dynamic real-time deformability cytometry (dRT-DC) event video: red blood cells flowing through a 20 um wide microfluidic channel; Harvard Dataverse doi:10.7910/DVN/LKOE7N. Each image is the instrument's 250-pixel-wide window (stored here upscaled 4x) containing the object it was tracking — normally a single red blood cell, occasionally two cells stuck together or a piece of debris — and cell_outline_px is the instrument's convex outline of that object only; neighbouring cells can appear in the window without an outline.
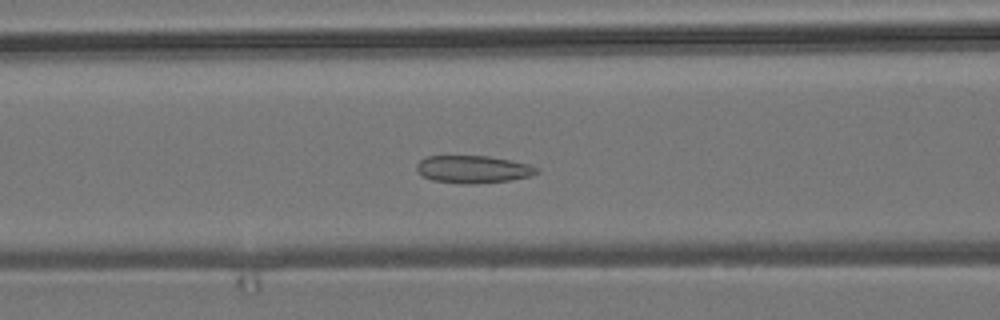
{"species": "common noctule bat (a hibernating species)", "species_latin": "Nyctalus noctula", "temperature_condition": "room temperature", "stored_images_in_passage": 32, "camera_frame_rate_fps": 3000, "um_per_image_px": 0.085, "animal": {"sex": "male", "body_mass_g": 19.2, "forearm_length_mm": 51.8}, "frame": {"image": 1, "passage_image": 5, "time_ms": 1.333, "image_size_px": [1000, 320], "cell_outline_px": [[540, 172], [532, 176], [508, 180], [472, 184], [464, 184], [432, 180], [424, 176], [416, 168], [416, 164], [420, 160], [428, 156], [488, 156], [528, 164], [540, 168]], "centroid_in_image_um": [40.24, 14.39], "position_along_channel_um": 126.4, "area_um2": 19.13}}
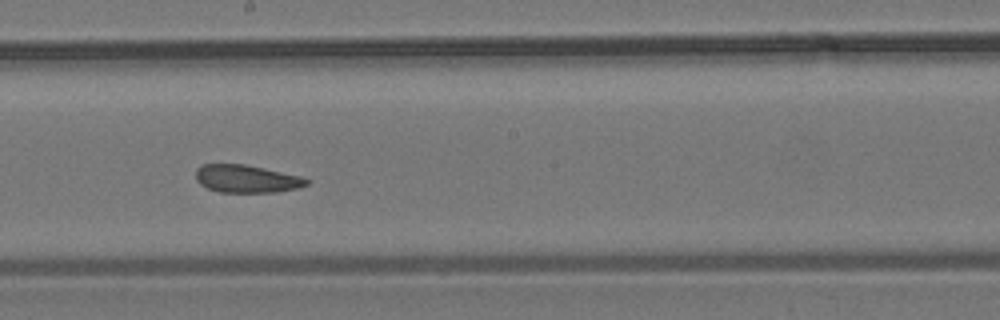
{"frame": {"image": 2, "passage_image": 13, "time_ms": 4.0, "image_size_px": [1000, 320], "cell_outline_px": [[308, 184], [300, 188], [276, 192], [220, 192], [208, 188], [200, 184], [196, 180], [196, 168], [200, 164], [244, 164], [264, 168], [300, 176], [308, 180]], "centroid_in_image_um": [20.94, 15.19], "position_along_channel_um": 227.3, "area_um2": 17.92}}
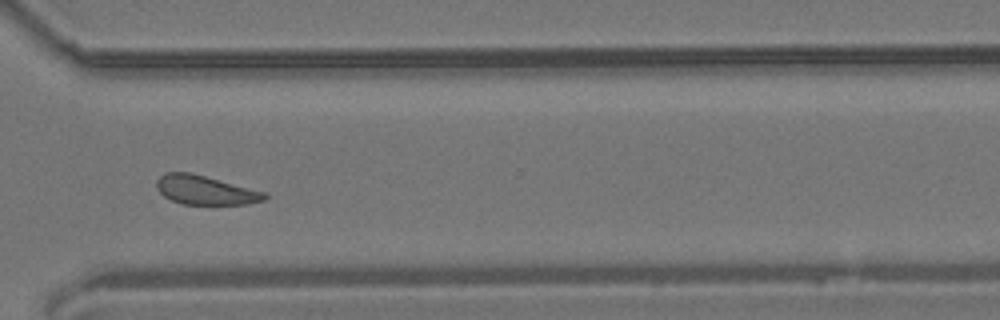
{"frame": {"image": 3, "passage_image": 23, "time_ms": 7.333, "image_size_px": [1000, 320], "cell_outline_px": [[268, 196], [264, 200], [244, 204], [184, 204], [172, 200], [164, 196], [156, 188], [156, 180], [164, 172], [192, 172], [268, 192]], "centroid_in_image_um": [17.47, 16.14], "position_along_channel_um": 353.1, "area_um2": 18.5}}